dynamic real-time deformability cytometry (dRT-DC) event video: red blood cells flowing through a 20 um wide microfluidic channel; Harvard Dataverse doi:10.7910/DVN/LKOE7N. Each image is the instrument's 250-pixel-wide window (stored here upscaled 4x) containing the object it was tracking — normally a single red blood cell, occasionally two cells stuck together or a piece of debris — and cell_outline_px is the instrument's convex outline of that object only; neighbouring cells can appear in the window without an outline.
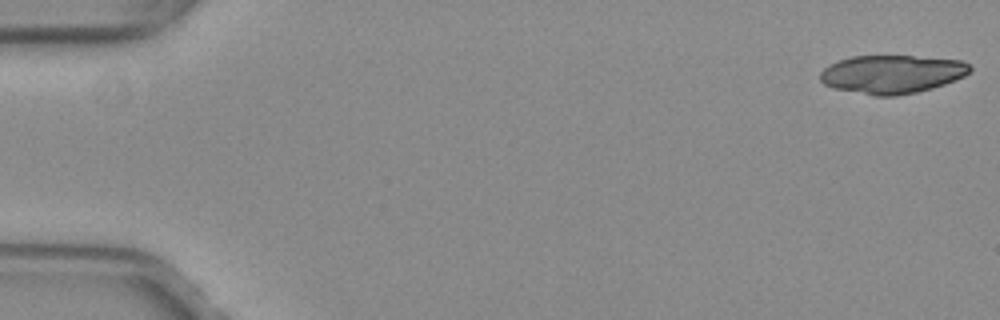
{"species": "common noctule bat (a hibernating species)", "species_latin": "Nyctalus noctula", "temperature_condition": "warm", "stored_images_in_passage": 12, "camera_frame_rate_fps": 3000, "um_per_image_px": 0.085, "animal": {"sex": "female", "body_mass_g": 29.2, "forearm_length_mm": 56.3}, "frame": {"image": 1, "passage_image": 1, "time_ms": 0.0, "image_size_px": [1000, 320], "cell_outline_px": [[972, 68], [964, 76], [944, 84], [932, 88], [916, 92], [896, 96], [872, 96], [832, 88], [824, 84], [820, 80], [820, 72], [824, 68], [840, 60], [852, 56], [912, 56], [960, 60], [968, 64]], "centroid_in_image_um": [75.78, 6.32], "position_along_channel_um": 9.2, "area_um2": 33.41}}